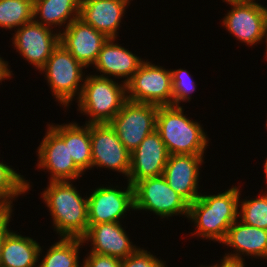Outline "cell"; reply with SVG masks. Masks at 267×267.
I'll use <instances>...</instances> for the list:
<instances>
[{
    "instance_id": "4",
    "label": "cell",
    "mask_w": 267,
    "mask_h": 267,
    "mask_svg": "<svg viewBox=\"0 0 267 267\" xmlns=\"http://www.w3.org/2000/svg\"><path fill=\"white\" fill-rule=\"evenodd\" d=\"M96 74L86 75L76 101L77 111L89 117L85 124L109 123L127 101L126 84Z\"/></svg>"
},
{
    "instance_id": "7",
    "label": "cell",
    "mask_w": 267,
    "mask_h": 267,
    "mask_svg": "<svg viewBox=\"0 0 267 267\" xmlns=\"http://www.w3.org/2000/svg\"><path fill=\"white\" fill-rule=\"evenodd\" d=\"M127 100L156 106L172 105L170 69L144 60L126 84Z\"/></svg>"
},
{
    "instance_id": "1",
    "label": "cell",
    "mask_w": 267,
    "mask_h": 267,
    "mask_svg": "<svg viewBox=\"0 0 267 267\" xmlns=\"http://www.w3.org/2000/svg\"><path fill=\"white\" fill-rule=\"evenodd\" d=\"M241 186H232L218 194H200L189 205L188 220L196 229L191 235L221 243L229 227L238 219Z\"/></svg>"
},
{
    "instance_id": "23",
    "label": "cell",
    "mask_w": 267,
    "mask_h": 267,
    "mask_svg": "<svg viewBox=\"0 0 267 267\" xmlns=\"http://www.w3.org/2000/svg\"><path fill=\"white\" fill-rule=\"evenodd\" d=\"M80 16V0H34L33 20L62 32ZM59 28L61 30H59Z\"/></svg>"
},
{
    "instance_id": "30",
    "label": "cell",
    "mask_w": 267,
    "mask_h": 267,
    "mask_svg": "<svg viewBox=\"0 0 267 267\" xmlns=\"http://www.w3.org/2000/svg\"><path fill=\"white\" fill-rule=\"evenodd\" d=\"M82 267H120L121 259L88 252V255L82 259Z\"/></svg>"
},
{
    "instance_id": "21",
    "label": "cell",
    "mask_w": 267,
    "mask_h": 267,
    "mask_svg": "<svg viewBox=\"0 0 267 267\" xmlns=\"http://www.w3.org/2000/svg\"><path fill=\"white\" fill-rule=\"evenodd\" d=\"M64 141L69 143V152L75 165L84 173L91 170L92 149L90 124L80 126L77 122L48 124Z\"/></svg>"
},
{
    "instance_id": "8",
    "label": "cell",
    "mask_w": 267,
    "mask_h": 267,
    "mask_svg": "<svg viewBox=\"0 0 267 267\" xmlns=\"http://www.w3.org/2000/svg\"><path fill=\"white\" fill-rule=\"evenodd\" d=\"M159 106L127 100L109 124L124 147L132 153L156 129Z\"/></svg>"
},
{
    "instance_id": "10",
    "label": "cell",
    "mask_w": 267,
    "mask_h": 267,
    "mask_svg": "<svg viewBox=\"0 0 267 267\" xmlns=\"http://www.w3.org/2000/svg\"><path fill=\"white\" fill-rule=\"evenodd\" d=\"M92 149L91 170L108 168L124 177L129 176L131 153L109 123H90Z\"/></svg>"
},
{
    "instance_id": "11",
    "label": "cell",
    "mask_w": 267,
    "mask_h": 267,
    "mask_svg": "<svg viewBox=\"0 0 267 267\" xmlns=\"http://www.w3.org/2000/svg\"><path fill=\"white\" fill-rule=\"evenodd\" d=\"M111 186H99L87 196L89 225L121 222L126 213L134 211L133 186L127 183L123 190L118 185Z\"/></svg>"
},
{
    "instance_id": "19",
    "label": "cell",
    "mask_w": 267,
    "mask_h": 267,
    "mask_svg": "<svg viewBox=\"0 0 267 267\" xmlns=\"http://www.w3.org/2000/svg\"><path fill=\"white\" fill-rule=\"evenodd\" d=\"M133 0H80V16L108 38H117L126 9Z\"/></svg>"
},
{
    "instance_id": "32",
    "label": "cell",
    "mask_w": 267,
    "mask_h": 267,
    "mask_svg": "<svg viewBox=\"0 0 267 267\" xmlns=\"http://www.w3.org/2000/svg\"><path fill=\"white\" fill-rule=\"evenodd\" d=\"M13 75L8 61H5L3 57H0V83L2 84V81L7 79L10 80Z\"/></svg>"
},
{
    "instance_id": "34",
    "label": "cell",
    "mask_w": 267,
    "mask_h": 267,
    "mask_svg": "<svg viewBox=\"0 0 267 267\" xmlns=\"http://www.w3.org/2000/svg\"><path fill=\"white\" fill-rule=\"evenodd\" d=\"M264 40H265V42H266V44H265V45H266V47H265V48H266V50H265L266 53H264V54H265L264 56H266V57H265V58H266L265 60H267V22H266V27H265Z\"/></svg>"
},
{
    "instance_id": "25",
    "label": "cell",
    "mask_w": 267,
    "mask_h": 267,
    "mask_svg": "<svg viewBox=\"0 0 267 267\" xmlns=\"http://www.w3.org/2000/svg\"><path fill=\"white\" fill-rule=\"evenodd\" d=\"M30 182L10 165L0 161V205L6 211H13V201L31 190Z\"/></svg>"
},
{
    "instance_id": "27",
    "label": "cell",
    "mask_w": 267,
    "mask_h": 267,
    "mask_svg": "<svg viewBox=\"0 0 267 267\" xmlns=\"http://www.w3.org/2000/svg\"><path fill=\"white\" fill-rule=\"evenodd\" d=\"M262 193L255 198L239 199L238 219L247 225L267 230V191Z\"/></svg>"
},
{
    "instance_id": "22",
    "label": "cell",
    "mask_w": 267,
    "mask_h": 267,
    "mask_svg": "<svg viewBox=\"0 0 267 267\" xmlns=\"http://www.w3.org/2000/svg\"><path fill=\"white\" fill-rule=\"evenodd\" d=\"M40 247L33 238L11 230L3 242L0 267H38Z\"/></svg>"
},
{
    "instance_id": "15",
    "label": "cell",
    "mask_w": 267,
    "mask_h": 267,
    "mask_svg": "<svg viewBox=\"0 0 267 267\" xmlns=\"http://www.w3.org/2000/svg\"><path fill=\"white\" fill-rule=\"evenodd\" d=\"M169 152L159 133L154 130L131 153L127 182L132 186L144 178L163 175Z\"/></svg>"
},
{
    "instance_id": "35",
    "label": "cell",
    "mask_w": 267,
    "mask_h": 267,
    "mask_svg": "<svg viewBox=\"0 0 267 267\" xmlns=\"http://www.w3.org/2000/svg\"><path fill=\"white\" fill-rule=\"evenodd\" d=\"M263 168H264V175H265V179H266V183H267V157L266 159L264 160V163H263ZM267 185V184H266Z\"/></svg>"
},
{
    "instance_id": "33",
    "label": "cell",
    "mask_w": 267,
    "mask_h": 267,
    "mask_svg": "<svg viewBox=\"0 0 267 267\" xmlns=\"http://www.w3.org/2000/svg\"><path fill=\"white\" fill-rule=\"evenodd\" d=\"M221 267H245L246 263L245 262H240V261H232V260H227L224 258H221Z\"/></svg>"
},
{
    "instance_id": "28",
    "label": "cell",
    "mask_w": 267,
    "mask_h": 267,
    "mask_svg": "<svg viewBox=\"0 0 267 267\" xmlns=\"http://www.w3.org/2000/svg\"><path fill=\"white\" fill-rule=\"evenodd\" d=\"M172 79V106H181V102H190L197 84L187 69H170ZM195 91V92H194ZM191 95V96H190Z\"/></svg>"
},
{
    "instance_id": "16",
    "label": "cell",
    "mask_w": 267,
    "mask_h": 267,
    "mask_svg": "<svg viewBox=\"0 0 267 267\" xmlns=\"http://www.w3.org/2000/svg\"><path fill=\"white\" fill-rule=\"evenodd\" d=\"M107 40L105 34L95 30L80 18L72 21L60 32V44L85 68L94 65Z\"/></svg>"
},
{
    "instance_id": "12",
    "label": "cell",
    "mask_w": 267,
    "mask_h": 267,
    "mask_svg": "<svg viewBox=\"0 0 267 267\" xmlns=\"http://www.w3.org/2000/svg\"><path fill=\"white\" fill-rule=\"evenodd\" d=\"M16 30L11 38L14 50L39 71L59 45L60 33L34 20Z\"/></svg>"
},
{
    "instance_id": "13",
    "label": "cell",
    "mask_w": 267,
    "mask_h": 267,
    "mask_svg": "<svg viewBox=\"0 0 267 267\" xmlns=\"http://www.w3.org/2000/svg\"><path fill=\"white\" fill-rule=\"evenodd\" d=\"M46 134L37 149V168L49 172V181L79 180L84 173L75 165L69 152V143L47 125Z\"/></svg>"
},
{
    "instance_id": "9",
    "label": "cell",
    "mask_w": 267,
    "mask_h": 267,
    "mask_svg": "<svg viewBox=\"0 0 267 267\" xmlns=\"http://www.w3.org/2000/svg\"><path fill=\"white\" fill-rule=\"evenodd\" d=\"M232 8L223 17L222 26L246 46L263 42L267 7L258 1H226Z\"/></svg>"
},
{
    "instance_id": "2",
    "label": "cell",
    "mask_w": 267,
    "mask_h": 267,
    "mask_svg": "<svg viewBox=\"0 0 267 267\" xmlns=\"http://www.w3.org/2000/svg\"><path fill=\"white\" fill-rule=\"evenodd\" d=\"M41 193L58 237L82 238L88 230L87 195H80L73 181H49Z\"/></svg>"
},
{
    "instance_id": "14",
    "label": "cell",
    "mask_w": 267,
    "mask_h": 267,
    "mask_svg": "<svg viewBox=\"0 0 267 267\" xmlns=\"http://www.w3.org/2000/svg\"><path fill=\"white\" fill-rule=\"evenodd\" d=\"M205 155H170L163 176L168 185L189 205L201 194L199 191L200 168Z\"/></svg>"
},
{
    "instance_id": "6",
    "label": "cell",
    "mask_w": 267,
    "mask_h": 267,
    "mask_svg": "<svg viewBox=\"0 0 267 267\" xmlns=\"http://www.w3.org/2000/svg\"><path fill=\"white\" fill-rule=\"evenodd\" d=\"M134 212H152L161 219L188 217L189 204L174 191L163 175L144 178L133 185Z\"/></svg>"
},
{
    "instance_id": "38",
    "label": "cell",
    "mask_w": 267,
    "mask_h": 267,
    "mask_svg": "<svg viewBox=\"0 0 267 267\" xmlns=\"http://www.w3.org/2000/svg\"><path fill=\"white\" fill-rule=\"evenodd\" d=\"M6 210L0 205V216L4 214Z\"/></svg>"
},
{
    "instance_id": "18",
    "label": "cell",
    "mask_w": 267,
    "mask_h": 267,
    "mask_svg": "<svg viewBox=\"0 0 267 267\" xmlns=\"http://www.w3.org/2000/svg\"><path fill=\"white\" fill-rule=\"evenodd\" d=\"M220 244L234 249L225 253L224 259L245 262L244 257L249 259L251 256L252 259L267 260V230L247 225L239 219L229 227Z\"/></svg>"
},
{
    "instance_id": "24",
    "label": "cell",
    "mask_w": 267,
    "mask_h": 267,
    "mask_svg": "<svg viewBox=\"0 0 267 267\" xmlns=\"http://www.w3.org/2000/svg\"><path fill=\"white\" fill-rule=\"evenodd\" d=\"M57 242L52 244L45 255H42L43 248L40 247L38 267H82L80 262L79 250L83 248L82 238L60 237ZM80 262V263H79ZM81 264V265H79Z\"/></svg>"
},
{
    "instance_id": "17",
    "label": "cell",
    "mask_w": 267,
    "mask_h": 267,
    "mask_svg": "<svg viewBox=\"0 0 267 267\" xmlns=\"http://www.w3.org/2000/svg\"><path fill=\"white\" fill-rule=\"evenodd\" d=\"M121 224L122 222H108L89 225L82 241L87 245L90 242L89 252L125 259L139 246L133 245Z\"/></svg>"
},
{
    "instance_id": "31",
    "label": "cell",
    "mask_w": 267,
    "mask_h": 267,
    "mask_svg": "<svg viewBox=\"0 0 267 267\" xmlns=\"http://www.w3.org/2000/svg\"><path fill=\"white\" fill-rule=\"evenodd\" d=\"M14 211H6L4 214L0 216V259H1V252H2V246L3 242L6 238V235L11 231L9 228L10 222L13 216Z\"/></svg>"
},
{
    "instance_id": "26",
    "label": "cell",
    "mask_w": 267,
    "mask_h": 267,
    "mask_svg": "<svg viewBox=\"0 0 267 267\" xmlns=\"http://www.w3.org/2000/svg\"><path fill=\"white\" fill-rule=\"evenodd\" d=\"M34 0H0V27L15 30L33 20Z\"/></svg>"
},
{
    "instance_id": "5",
    "label": "cell",
    "mask_w": 267,
    "mask_h": 267,
    "mask_svg": "<svg viewBox=\"0 0 267 267\" xmlns=\"http://www.w3.org/2000/svg\"><path fill=\"white\" fill-rule=\"evenodd\" d=\"M84 68L59 43L39 72L45 74V80L50 86L52 96L56 99L55 101L67 109L72 104V101L78 99L81 94L86 77L85 72H83Z\"/></svg>"
},
{
    "instance_id": "36",
    "label": "cell",
    "mask_w": 267,
    "mask_h": 267,
    "mask_svg": "<svg viewBox=\"0 0 267 267\" xmlns=\"http://www.w3.org/2000/svg\"><path fill=\"white\" fill-rule=\"evenodd\" d=\"M218 263H213V265L210 264V266H205V265H202L200 267H221V261L219 263V261H217Z\"/></svg>"
},
{
    "instance_id": "20",
    "label": "cell",
    "mask_w": 267,
    "mask_h": 267,
    "mask_svg": "<svg viewBox=\"0 0 267 267\" xmlns=\"http://www.w3.org/2000/svg\"><path fill=\"white\" fill-rule=\"evenodd\" d=\"M115 40L117 38H108L104 43L93 68L98 74L100 72V75L97 74L99 77H114L115 80L121 78L122 82L127 84L146 59L136 56Z\"/></svg>"
},
{
    "instance_id": "29",
    "label": "cell",
    "mask_w": 267,
    "mask_h": 267,
    "mask_svg": "<svg viewBox=\"0 0 267 267\" xmlns=\"http://www.w3.org/2000/svg\"><path fill=\"white\" fill-rule=\"evenodd\" d=\"M166 261L157 258L146 249L138 248L134 253L121 260L120 267H167Z\"/></svg>"
},
{
    "instance_id": "3",
    "label": "cell",
    "mask_w": 267,
    "mask_h": 267,
    "mask_svg": "<svg viewBox=\"0 0 267 267\" xmlns=\"http://www.w3.org/2000/svg\"><path fill=\"white\" fill-rule=\"evenodd\" d=\"M186 115L183 106H159L155 130L170 155H204L210 138L201 123Z\"/></svg>"
},
{
    "instance_id": "37",
    "label": "cell",
    "mask_w": 267,
    "mask_h": 267,
    "mask_svg": "<svg viewBox=\"0 0 267 267\" xmlns=\"http://www.w3.org/2000/svg\"><path fill=\"white\" fill-rule=\"evenodd\" d=\"M230 1H256V0H222V2Z\"/></svg>"
}]
</instances>
